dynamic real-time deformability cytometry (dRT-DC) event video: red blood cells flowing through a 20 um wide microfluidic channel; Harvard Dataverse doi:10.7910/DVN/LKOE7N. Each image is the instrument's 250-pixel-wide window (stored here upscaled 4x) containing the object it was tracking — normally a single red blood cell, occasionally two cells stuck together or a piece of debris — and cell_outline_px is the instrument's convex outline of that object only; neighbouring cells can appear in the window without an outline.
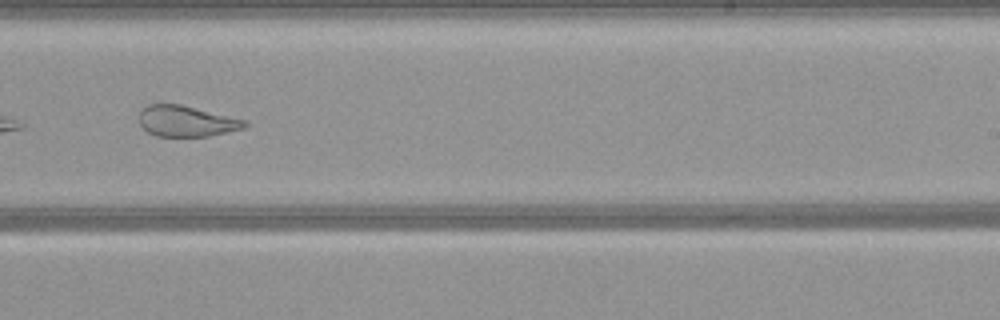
{"species": "common noctule bat (a hibernating species)", "species_latin": "Nyctalus noctula", "temperature_condition": "warm", "stored_images_in_passage": 33, "camera_frame_rate_fps": 3000, "um_per_image_px": 0.085, "animal": {"sex": "female", "body_mass_g": 21.9}, "frame": {"image": 1, "passage_image": 19, "time_ms": 6.0, "image_size_px": [1000, 320], "cell_outline_px": [[248, 124], [244, 128], [228, 132], [208, 136], [156, 136], [148, 132], [140, 124], [140, 112], [148, 104], [180, 104], [248, 120]], "centroid_in_image_um": [15.88, 10.3], "position_along_channel_um": 273.1, "area_um2": 18.96}}